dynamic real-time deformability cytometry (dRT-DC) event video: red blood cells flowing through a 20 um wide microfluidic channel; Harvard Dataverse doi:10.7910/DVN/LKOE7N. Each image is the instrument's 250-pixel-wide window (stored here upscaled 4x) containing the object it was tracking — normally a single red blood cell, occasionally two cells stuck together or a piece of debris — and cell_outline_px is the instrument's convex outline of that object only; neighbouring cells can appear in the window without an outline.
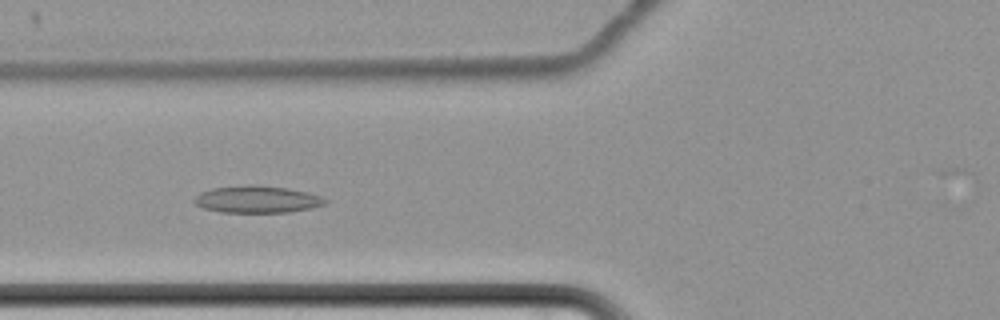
{"species": "common noctule bat (a hibernating species)", "species_latin": "Nyctalus noctula", "temperature_condition": "cold", "stored_images_in_passage": 56, "camera_frame_rate_fps": 3000, "um_per_image_px": 0.085, "animal": {"sex": "female", "body_mass_g": 22.7, "forearm_length_mm": 54.2}, "frame": {"image": 1, "passage_image": 23, "time_ms": 7.333, "image_size_px": [1000, 320], "cell_outline_px": [[328, 200], [324, 204], [312, 208], [288, 212], [220, 212], [204, 208], [196, 204], [192, 200], [200, 192], [212, 188], [244, 184], [256, 184], [288, 188], [320, 196]], "centroid_in_image_um": [21.82, 16.93], "position_along_channel_um": 104.0, "area_um2": 20.69}}
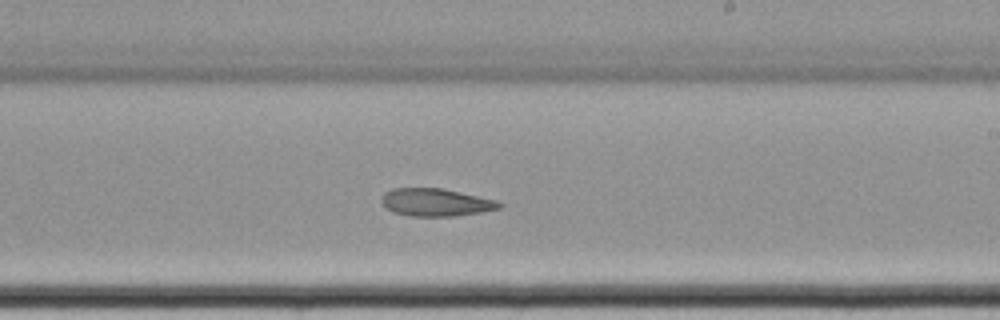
{"frame": {"image": 2, "passage_image": 36, "time_ms": 11.667, "image_size_px": [1000, 320], "cell_outline_px": [[504, 204], [500, 208], [480, 212], [452, 216], [408, 216], [392, 212], [384, 208], [380, 200], [384, 192], [392, 188], [444, 188], [496, 200]], "centroid_in_image_um": [36.99, 17.19], "position_along_channel_um": 252.0, "area_um2": 19.19}}
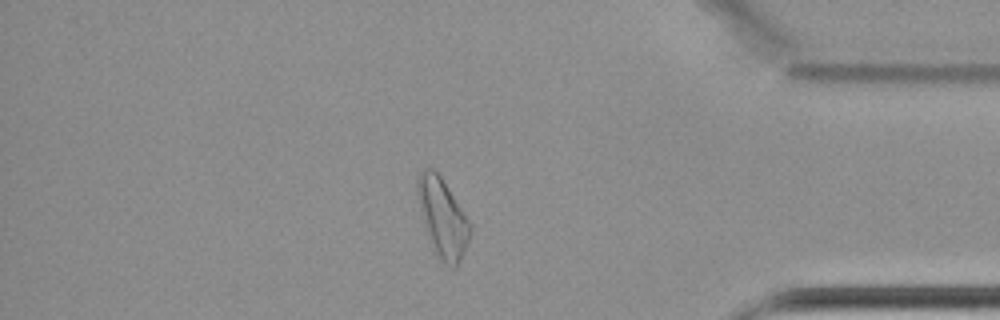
{"frame": {"image": 3, "passage_image": 51, "time_ms": 16.667, "image_size_px": [1000, 320], "cell_outline_px": [[472, 232], [456, 268], [452, 268], [444, 264], [440, 260], [436, 252], [424, 224], [416, 192], [416, 176], [424, 168], [432, 168], [440, 176], [472, 224]], "centroid_in_image_um": [37.62, 18.49], "position_along_channel_um": 397.6, "area_um2": 23.81}}